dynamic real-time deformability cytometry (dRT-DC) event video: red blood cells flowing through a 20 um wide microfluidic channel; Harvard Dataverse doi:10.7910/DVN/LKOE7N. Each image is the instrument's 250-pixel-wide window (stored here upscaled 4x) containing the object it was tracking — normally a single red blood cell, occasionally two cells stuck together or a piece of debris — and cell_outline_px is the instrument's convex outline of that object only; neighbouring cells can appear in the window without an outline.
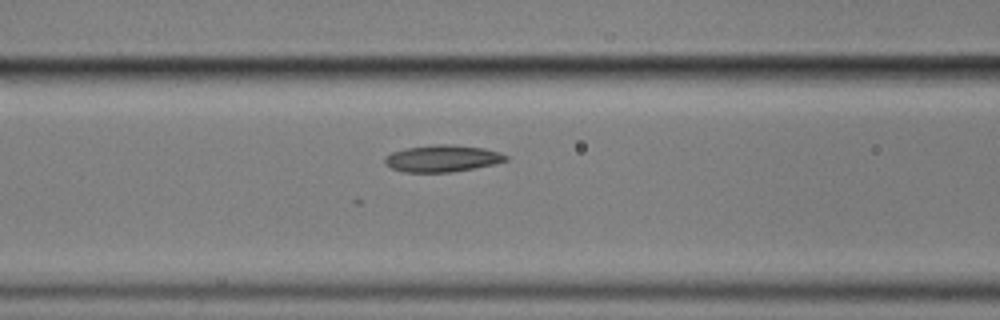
{"species": "common noctule bat (a hibernating species)", "species_latin": "Nyctalus noctula", "temperature_condition": "cold", "stored_images_in_passage": 5, "camera_frame_rate_fps": 3000, "um_per_image_px": 0.085, "animal": {"sex": "male", "body_mass_g": 17.9}, "frame": {"image": 1, "passage_image": 5, "time_ms": 4.667, "image_size_px": [1000, 320], "cell_outline_px": [[508, 160], [496, 164], [452, 172], [404, 172], [392, 168], [384, 164], [384, 156], [392, 152], [408, 148], [432, 144], [452, 144], [484, 148], [500, 152], [508, 156]], "centroid_in_image_um": [37.61, 13.46], "position_along_channel_um": 129.0, "area_um2": 19.07}}